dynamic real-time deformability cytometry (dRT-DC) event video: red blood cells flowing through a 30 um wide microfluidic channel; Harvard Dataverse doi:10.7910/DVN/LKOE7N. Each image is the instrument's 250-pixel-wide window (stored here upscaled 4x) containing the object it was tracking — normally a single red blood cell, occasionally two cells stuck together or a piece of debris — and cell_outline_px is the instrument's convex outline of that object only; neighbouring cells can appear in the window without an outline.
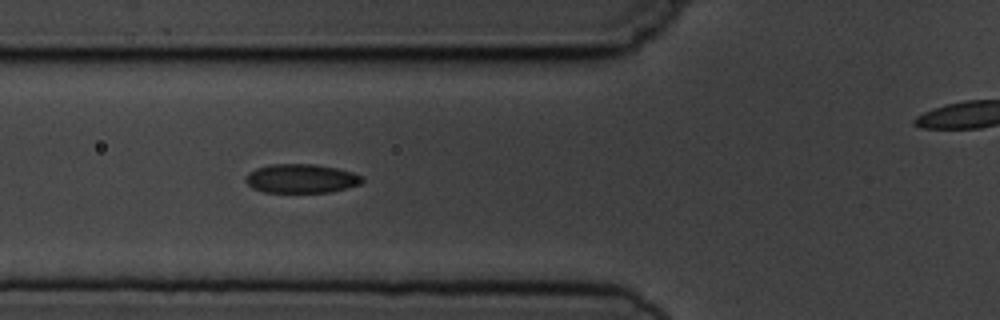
{"species": "common noctule bat (a hibernating species)", "species_latin": "Nyctalus noctula", "temperature_condition": "cold", "stored_images_in_passage": 6, "segment_of_instrument_passage": [1, 2], "camera_frame_rate_fps": 3000, "um_per_image_px": 0.085, "animal": {"sex": "male", "body_mass_g": 19.5, "forearm_length_mm": 54.6}, "frame": {"image": 1, "passage_image": 5, "time_ms": 5.333, "image_size_px": [1000, 320], "cell_outline_px": [[364, 180], [360, 184], [328, 192], [264, 192], [252, 188], [244, 180], [244, 176], [248, 172], [256, 168], [272, 164], [316, 164], [336, 168], [352, 172], [364, 176]], "centroid_in_image_um": [25.57, 15.17], "position_along_channel_um": 100.2, "area_um2": 19.71}}